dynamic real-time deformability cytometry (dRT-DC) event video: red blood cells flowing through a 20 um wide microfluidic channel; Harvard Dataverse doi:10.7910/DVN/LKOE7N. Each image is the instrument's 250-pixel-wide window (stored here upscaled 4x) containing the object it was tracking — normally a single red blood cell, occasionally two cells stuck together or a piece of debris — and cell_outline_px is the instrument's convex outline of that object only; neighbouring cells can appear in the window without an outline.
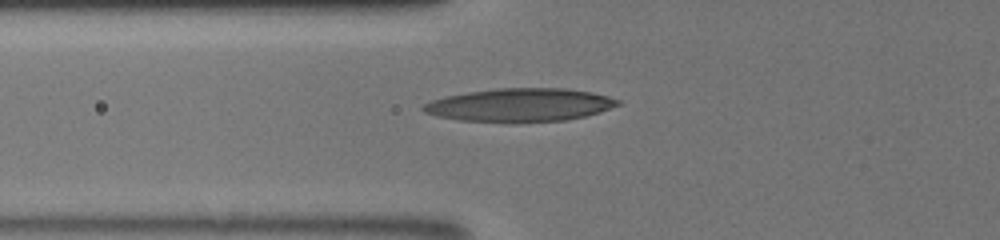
{"species": "human", "species_latin": "Homo sapiens", "temperature_condition": "room temperature", "stored_images_in_passage": 19, "camera_frame_rate_fps": 3000, "um_per_image_px": 0.085, "donor": {"sex": "male"}, "frame": {"image": 1, "passage_image": 19, "time_ms": 7.667, "image_size_px": [1000, 240], "cell_outline_px": [[620, 104], [600, 112], [584, 116], [564, 120], [512, 124], [460, 120], [436, 116], [424, 112], [420, 108], [424, 104], [432, 100], [444, 96], [468, 92], [496, 88], [568, 88], [592, 92], [608, 96], [620, 100]], "centroid_in_image_um": [44.17, 8.94], "position_along_channel_um": 81.6, "area_um2": 38.32}}